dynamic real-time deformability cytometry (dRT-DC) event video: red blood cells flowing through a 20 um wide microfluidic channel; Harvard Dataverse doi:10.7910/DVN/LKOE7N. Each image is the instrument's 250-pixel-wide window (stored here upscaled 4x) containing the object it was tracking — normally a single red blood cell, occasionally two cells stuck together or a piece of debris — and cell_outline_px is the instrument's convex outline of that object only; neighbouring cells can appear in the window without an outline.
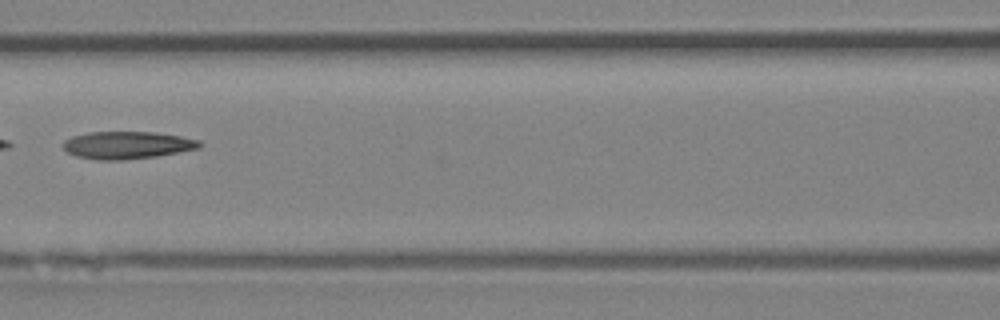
{"species": "Egyptian fruit bat (a non-hibernating species)", "species_latin": "Rousettus aegyptiacus", "temperature_condition": "room temperature", "stored_images_in_passage": 45, "camera_frame_rate_fps": 3000, "um_per_image_px": 0.085, "animal": {"sex": "female"}, "frame": {"image": 1, "passage_image": 21, "time_ms": 6.667, "image_size_px": [1000, 320], "cell_outline_px": [[204, 144], [200, 148], [156, 156], [124, 160], [96, 160], [76, 156], [68, 152], [60, 144], [64, 140], [72, 136], [88, 132], [152, 132], [180, 136], [200, 140]], "centroid_in_image_um": [10.79, 12.33], "position_along_channel_um": 155.8, "area_um2": 21.96}, "authors_computed_cell_mechanics": {"area_um2": 22.3108, "velocity_mm_per_s": 4.4232, "shape_relaxation_time_tau1_ms": null, "shape_relaxation_time_tau2_ms": 6.7462, "deformation_change_tau1": null, "deformation_change_tau2": 0.234}}